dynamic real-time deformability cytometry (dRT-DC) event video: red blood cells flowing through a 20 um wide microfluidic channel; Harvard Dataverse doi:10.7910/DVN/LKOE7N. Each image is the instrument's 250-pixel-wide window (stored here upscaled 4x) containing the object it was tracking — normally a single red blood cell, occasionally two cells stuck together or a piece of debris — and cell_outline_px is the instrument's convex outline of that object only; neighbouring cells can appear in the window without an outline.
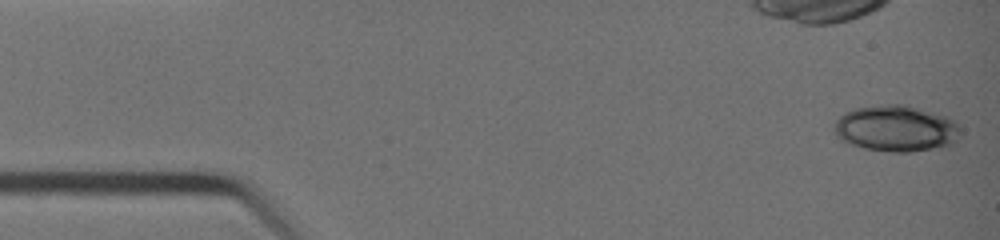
{"species": "common noctule bat (a hibernating species)", "species_latin": "Nyctalus noctula", "temperature_condition": "warm", "stored_images_in_passage": 20, "camera_frame_rate_fps": 3000, "um_per_image_px": 0.085, "animal": {"sex": "female", "body_mass_g": 19.0, "forearm_length_mm": 51.5}, "frame": {"image": 1, "passage_image": 1, "time_ms": 0.0, "image_size_px": [1000, 240], "cell_outline_px": [[960, 132], [956, 140], [952, 144], [932, 148], [908, 152], [892, 152], [864, 148], [848, 144], [840, 140], [836, 136], [836, 120], [844, 112], [856, 108], [880, 104], [908, 104], [956, 120], [960, 128]], "centroid_in_image_um": [76.15, 10.91], "position_along_channel_um": 8.8, "area_um2": 34.04}}